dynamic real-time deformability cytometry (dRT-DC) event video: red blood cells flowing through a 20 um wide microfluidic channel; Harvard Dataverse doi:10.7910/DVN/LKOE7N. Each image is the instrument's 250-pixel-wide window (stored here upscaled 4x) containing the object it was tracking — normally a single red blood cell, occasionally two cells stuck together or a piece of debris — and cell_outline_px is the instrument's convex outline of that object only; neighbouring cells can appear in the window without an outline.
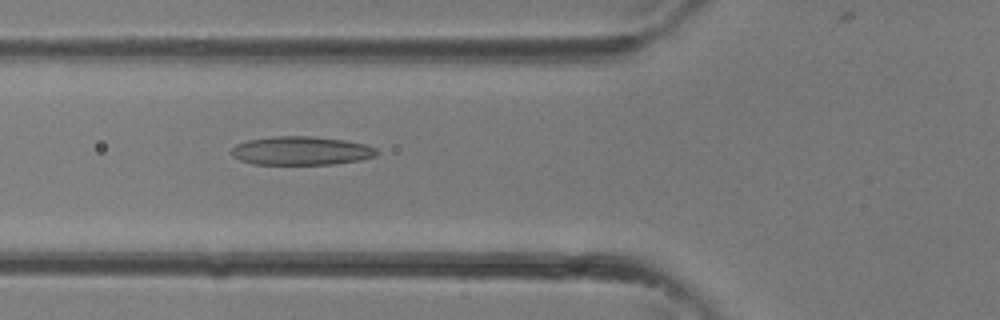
{"species": "common noctule bat (a hibernating species)", "species_latin": "Nyctalus noctula", "temperature_condition": "room temperature", "stored_images_in_passage": 14, "camera_frame_rate_fps": 3000, "um_per_image_px": 0.085, "animal": {"sex": "female"}, "frame": {"image": 1, "passage_image": 13, "time_ms": 4.0, "image_size_px": [1000, 320], "cell_outline_px": [[380, 152], [376, 156], [360, 160], [332, 164], [252, 164], [240, 160], [232, 156], [232, 148], [236, 144], [248, 140], [276, 136], [312, 136], [344, 140], [364, 144], [376, 148]], "centroid_in_image_um": [25.61, 12.81], "position_along_channel_um": 100.2, "area_um2": 24.22}}